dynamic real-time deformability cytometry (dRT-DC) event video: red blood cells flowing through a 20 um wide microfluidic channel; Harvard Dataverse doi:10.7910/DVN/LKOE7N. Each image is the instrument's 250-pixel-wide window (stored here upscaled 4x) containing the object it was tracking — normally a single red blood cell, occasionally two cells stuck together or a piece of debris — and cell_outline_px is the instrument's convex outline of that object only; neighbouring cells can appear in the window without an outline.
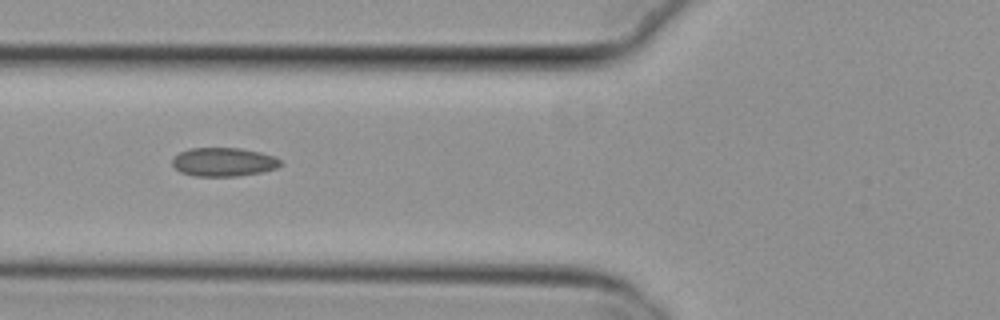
{"species": "common noctule bat (a hibernating species)", "species_latin": "Nyctalus noctula", "temperature_condition": "cold", "stored_images_in_passage": 4, "camera_frame_rate_fps": 3000, "um_per_image_px": 0.085, "animal": {"sex": "female", "body_mass_g": 29.2, "forearm_length_mm": 56.3}, "frame": {"image": 1, "passage_image": 2, "time_ms": 0.333, "image_size_px": [1000, 320], "cell_outline_px": [[284, 164], [276, 168], [260, 172], [236, 176], [196, 176], [180, 172], [172, 164], [172, 156], [188, 148], [240, 148], [260, 152], [276, 156]], "centroid_in_image_um": [19.0, 13.76], "position_along_channel_um": 106.8, "area_um2": 18.21}}
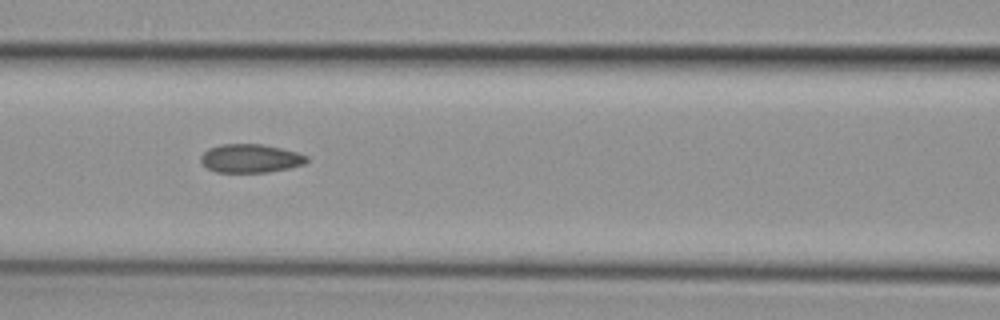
{"frame": {"image": 2, "passage_image": 3, "time_ms": 0.667, "image_size_px": [1000, 320], "cell_outline_px": [[308, 160], [304, 164], [288, 168], [268, 172], [216, 172], [208, 168], [200, 160], [200, 156], [208, 148], [220, 144], [260, 144], [280, 148], [296, 152], [308, 156]], "centroid_in_image_um": [21.27, 13.46], "position_along_channel_um": 145.3, "area_um2": 17.51}}
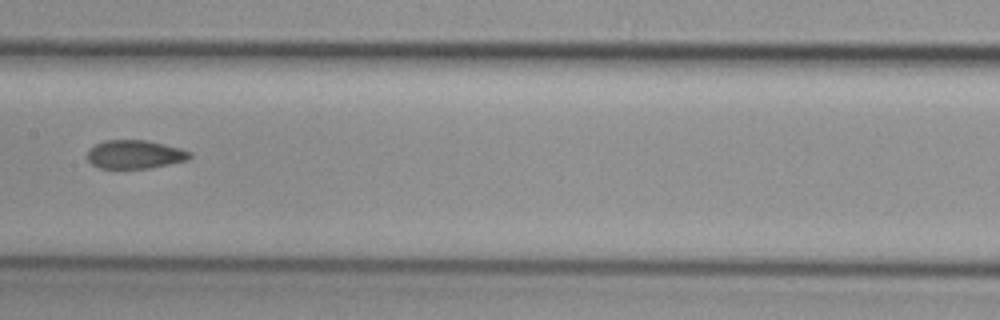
{"frame": {"image": 3, "passage_image": 4, "time_ms": 1.0, "image_size_px": [1000, 320], "cell_outline_px": [[192, 156], [188, 160], [148, 168], [100, 168], [92, 164], [88, 160], [88, 152], [96, 144], [104, 140], [148, 140], [180, 148], [192, 152]], "centroid_in_image_um": [11.5, 13.12], "position_along_channel_um": 195.9, "area_um2": 16.94}}